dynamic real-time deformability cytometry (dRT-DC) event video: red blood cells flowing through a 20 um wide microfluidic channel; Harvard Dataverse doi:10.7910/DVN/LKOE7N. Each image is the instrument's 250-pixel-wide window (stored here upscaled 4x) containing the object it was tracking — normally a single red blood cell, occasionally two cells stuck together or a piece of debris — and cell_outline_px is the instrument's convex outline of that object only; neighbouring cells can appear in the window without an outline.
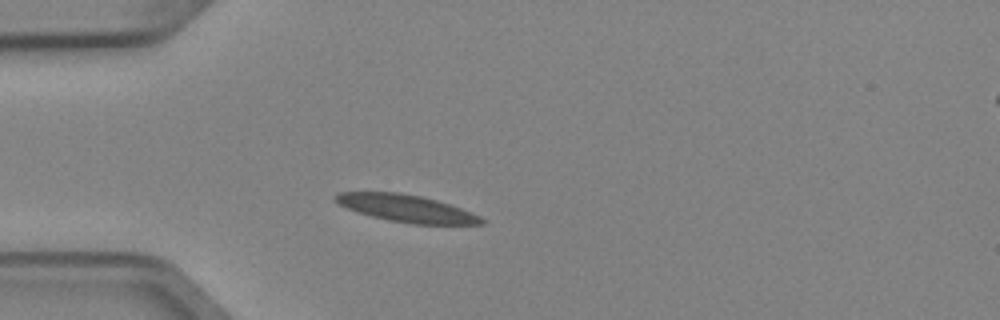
{"species": "Egyptian fruit bat (a non-hibernating species)", "species_latin": "Rousettus aegyptiacus", "temperature_condition": "cold", "stored_images_in_passage": 4, "camera_frame_rate_fps": 3000, "um_per_image_px": 0.085, "animal": {"sex": "female"}, "frame": {"image": 1, "passage_image": 3, "time_ms": 0.667, "image_size_px": [1000, 320], "cell_outline_px": [[484, 224], [412, 224], [388, 220], [356, 212], [340, 204], [332, 196], [340, 192], [400, 192], [420, 196], [436, 200], [472, 212], [480, 216], [484, 220]], "centroid_in_image_um": [34.54, 17.71], "position_along_channel_um": 50.5, "area_um2": 22.95}}